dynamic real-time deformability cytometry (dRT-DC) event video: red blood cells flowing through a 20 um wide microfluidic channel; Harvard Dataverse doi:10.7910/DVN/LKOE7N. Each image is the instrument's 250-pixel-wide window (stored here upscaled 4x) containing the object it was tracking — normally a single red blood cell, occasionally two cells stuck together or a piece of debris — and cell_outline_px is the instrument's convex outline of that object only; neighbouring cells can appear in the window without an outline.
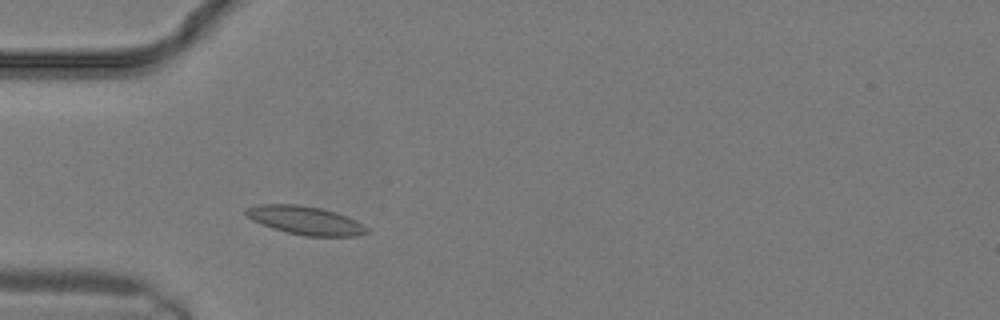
{"species": "common noctule bat (a hibernating species)", "species_latin": "Nyctalus noctula", "temperature_condition": "warm", "stored_images_in_passage": 3, "camera_frame_rate_fps": 3000, "um_per_image_px": 0.085, "animal": {"sex": "male", "body_mass_g": 19.2, "forearm_length_mm": 51.8}, "frame": {"image": 1, "passage_image": 3, "time_ms": 0.667, "image_size_px": [1000, 320], "cell_outline_px": [[368, 232], [360, 236], [304, 236], [272, 228], [252, 220], [244, 212], [244, 208], [260, 204], [300, 204], [320, 208], [336, 212], [348, 216], [356, 220], [368, 228]], "centroid_in_image_um": [25.96, 18.72], "position_along_channel_um": 59.0, "area_um2": 20.11}}